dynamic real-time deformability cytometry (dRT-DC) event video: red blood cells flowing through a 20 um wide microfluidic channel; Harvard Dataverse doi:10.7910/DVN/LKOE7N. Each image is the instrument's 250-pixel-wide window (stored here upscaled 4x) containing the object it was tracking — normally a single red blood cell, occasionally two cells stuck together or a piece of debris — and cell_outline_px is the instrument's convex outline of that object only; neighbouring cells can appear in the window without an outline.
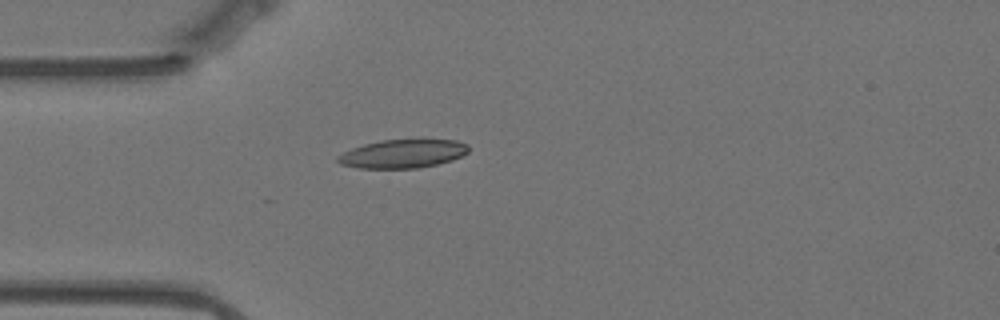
{"species": "Egyptian fruit bat (a non-hibernating species)", "species_latin": "Rousettus aegyptiacus", "temperature_condition": "warm", "stored_images_in_passage": 39, "camera_frame_rate_fps": 3000, "um_per_image_px": 0.085, "animal": {"sex": "female"}, "frame": {"image": 1, "passage_image": 1, "time_ms": 0.0, "image_size_px": [1000, 320], "cell_outline_px": [[468, 152], [452, 160], [436, 164], [416, 168], [360, 168], [340, 164], [336, 160], [336, 156], [352, 148], [364, 144], [380, 140], [456, 140], [468, 144]], "centroid_in_image_um": [34.21, 13.07], "position_along_channel_um": 50.8, "area_um2": 21.56}}
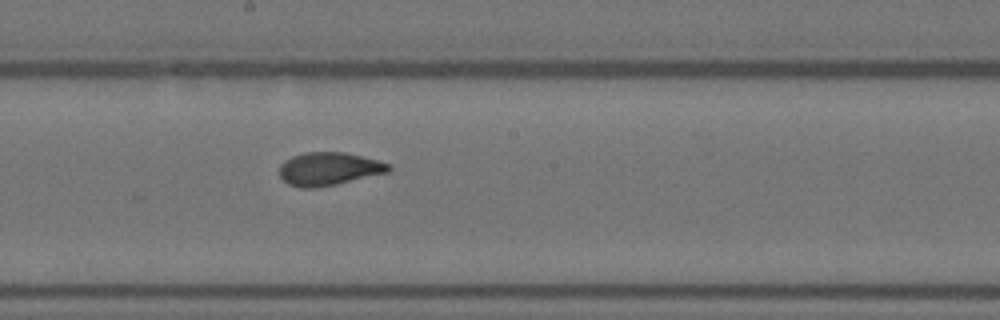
{"frame": {"image": 2, "passage_image": 16, "time_ms": 5.0, "image_size_px": [1000, 320], "cell_outline_px": [[392, 168], [388, 172], [336, 184], [316, 188], [300, 188], [288, 184], [280, 176], [280, 164], [284, 160], [292, 156], [304, 152], [344, 152], [392, 164]], "centroid_in_image_um": [27.93, 14.35], "position_along_channel_um": 220.3, "area_um2": 21.04}}
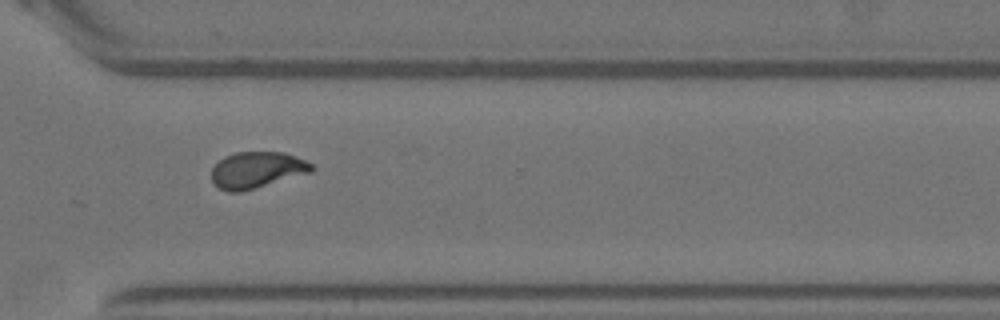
{"frame": {"image": 3, "passage_image": 27, "time_ms": 8.667, "image_size_px": [1000, 320], "cell_outline_px": [[316, 168], [312, 172], [240, 192], [228, 192], [220, 188], [212, 180], [212, 168], [224, 156], [236, 152], [284, 152], [296, 156], [312, 164]], "centroid_in_image_um": [21.85, 14.44], "position_along_channel_um": 348.7, "area_um2": 21.1}, "authors_computed_cell_mechanics": {"area_um2": 20.9814, "velocity_mm_per_s": 3.5194, "shape_relaxation_time_tau1_ms": 5.3507, "shape_relaxation_time_tau2_ms": 1.1942, "deformation_change_tau1": 0.1723, "deformation_change_tau2": 0.0709}}